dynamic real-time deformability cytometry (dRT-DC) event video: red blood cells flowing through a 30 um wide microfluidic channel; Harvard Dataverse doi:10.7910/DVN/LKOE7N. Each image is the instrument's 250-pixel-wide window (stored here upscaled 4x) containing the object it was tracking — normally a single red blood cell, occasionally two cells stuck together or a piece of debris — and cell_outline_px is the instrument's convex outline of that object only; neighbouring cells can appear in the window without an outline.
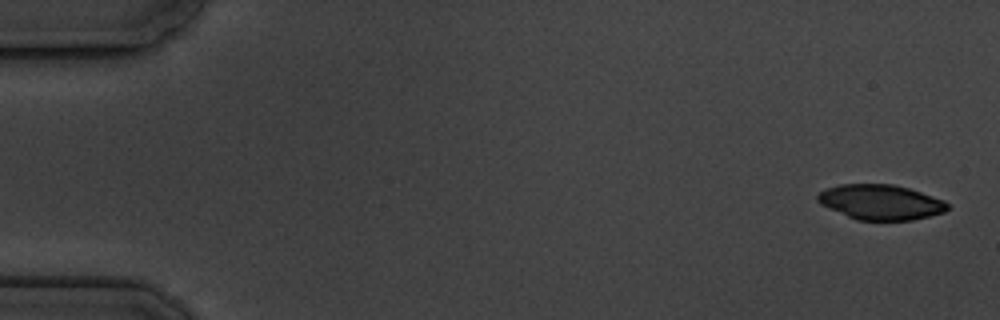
{"species": "common noctule bat (a hibernating species)", "species_latin": "Nyctalus noctula", "temperature_condition": "cold", "stored_images_in_passage": 4, "camera_frame_rate_fps": 3000, "um_per_image_px": 0.085, "animal": {"sex": "male", "body_mass_g": 19.5, "forearm_length_mm": 54.6}, "frame": {"image": 1, "passage_image": 1, "time_ms": 0.0, "image_size_px": [1000, 320], "cell_outline_px": [[948, 208], [944, 212], [912, 220], [856, 220], [828, 208], [820, 204], [816, 200], [816, 196], [824, 188], [840, 184], [892, 184], [908, 188], [944, 200], [948, 204]], "centroid_in_image_um": [74.8, 17.18], "position_along_channel_um": 10.2, "area_um2": 26.53}}
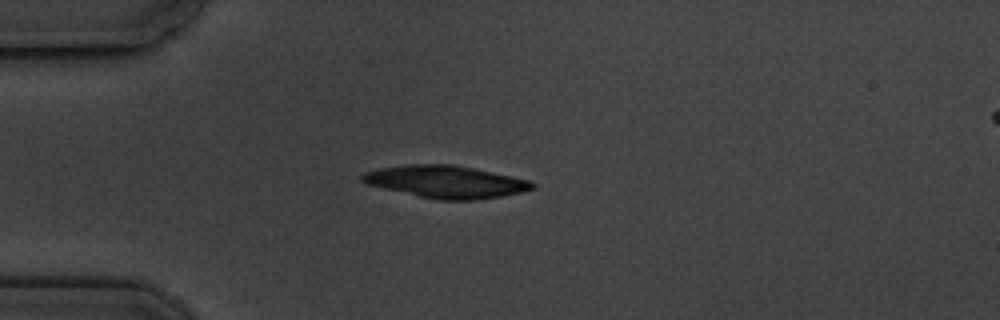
{"frame": {"image": 2, "passage_image": 4, "time_ms": 4.333, "image_size_px": [1000, 320], "cell_outline_px": [[536, 184], [532, 188], [524, 192], [476, 200], [440, 200], [420, 196], [384, 188], [368, 184], [360, 180], [360, 176], [364, 172], [380, 168], [408, 164], [456, 164], [528, 180]], "centroid_in_image_um": [37.89, 15.44], "position_along_channel_um": 47.1, "area_um2": 31.79}}